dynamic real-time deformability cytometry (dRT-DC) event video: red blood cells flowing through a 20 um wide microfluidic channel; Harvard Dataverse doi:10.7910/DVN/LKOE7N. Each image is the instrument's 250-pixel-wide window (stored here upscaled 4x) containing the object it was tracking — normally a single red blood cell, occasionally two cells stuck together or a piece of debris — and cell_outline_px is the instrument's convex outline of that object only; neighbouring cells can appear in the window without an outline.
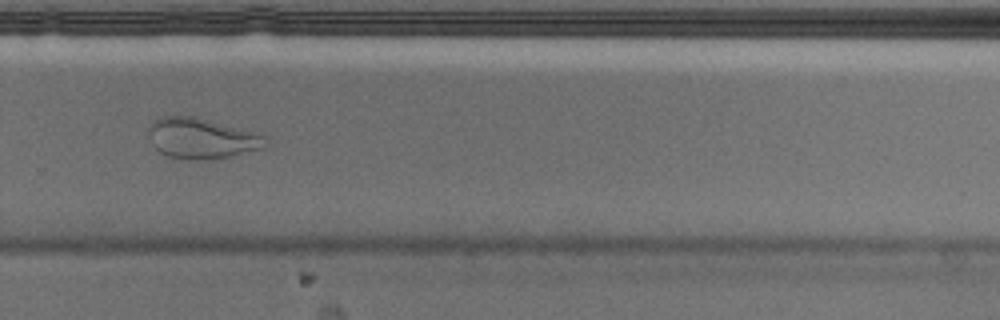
{"species": "Egyptian fruit bat (a non-hibernating species)", "species_latin": "Rousettus aegyptiacus", "temperature_condition": "cold", "stored_images_in_passage": 52, "camera_frame_rate_fps": 3000, "um_per_image_px": 0.085, "animal": {"sex": "male"}, "frame": {"image": 1, "passage_image": 37, "time_ms": 12.0, "image_size_px": [1000, 320], "cell_outline_px": [[268, 144], [264, 148], [228, 156], [204, 160], [188, 160], [168, 156], [160, 152], [152, 144], [148, 136], [148, 128], [160, 116], [192, 116], [260, 132], [268, 136]], "centroid_in_image_um": [17.19, 11.75], "position_along_channel_um": 312.6, "area_um2": 27.92}}